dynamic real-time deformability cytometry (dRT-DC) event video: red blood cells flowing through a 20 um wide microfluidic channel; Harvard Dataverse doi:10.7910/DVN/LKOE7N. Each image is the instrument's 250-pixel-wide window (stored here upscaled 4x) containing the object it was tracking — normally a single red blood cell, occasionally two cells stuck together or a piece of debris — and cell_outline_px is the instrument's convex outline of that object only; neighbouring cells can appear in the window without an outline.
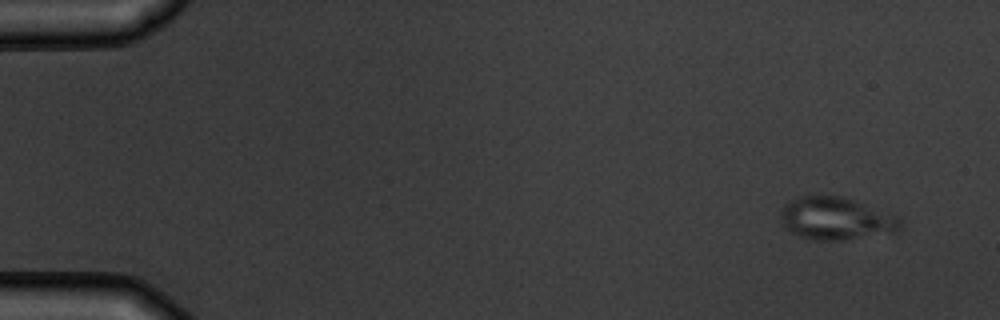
{"species": "common noctule bat (a hibernating species)", "species_latin": "Nyctalus noctula", "temperature_condition": "warm", "stored_images_in_passage": 6, "camera_frame_rate_fps": 3000, "um_per_image_px": 0.085, "animal": {"sex": "male", "body_mass_g": 19.5, "forearm_length_mm": 54.6}, "frame": {"image": 1, "passage_image": 1, "time_ms": 0.0, "image_size_px": [1000, 320], "cell_outline_px": [[904, 228], [896, 232], [840, 240], [816, 240], [800, 236], [792, 232], [780, 220], [780, 208], [784, 204], [800, 196], [840, 196], [852, 200], [896, 216], [900, 220]], "centroid_in_image_um": [71.04, 18.58], "position_along_channel_um": 14.0, "area_um2": 29.25}}